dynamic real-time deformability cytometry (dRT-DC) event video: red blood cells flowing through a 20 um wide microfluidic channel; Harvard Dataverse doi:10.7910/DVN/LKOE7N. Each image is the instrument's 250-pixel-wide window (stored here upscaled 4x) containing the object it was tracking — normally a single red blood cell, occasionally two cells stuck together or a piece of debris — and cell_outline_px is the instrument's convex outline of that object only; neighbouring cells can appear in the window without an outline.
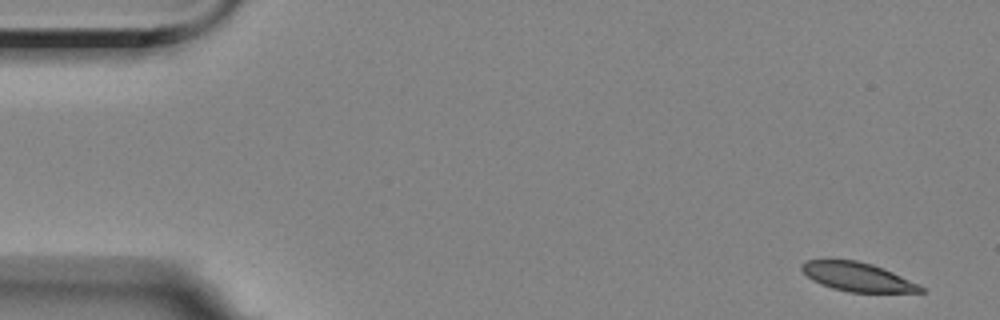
{"species": "Egyptian fruit bat (a non-hibernating species)", "species_latin": "Rousettus aegyptiacus", "temperature_condition": "room temperature", "stored_images_in_passage": 4, "camera_frame_rate_fps": 3000, "um_per_image_px": 0.085, "animal": {"sex": "female"}, "frame": {"image": 1, "passage_image": 1, "time_ms": 0.0, "image_size_px": [1000, 320], "cell_outline_px": [[924, 292], [848, 292], [832, 288], [820, 284], [812, 280], [800, 268], [800, 264], [808, 260], [856, 260], [872, 264], [884, 268], [920, 284], [924, 288]], "centroid_in_image_um": [72.9, 23.54], "position_along_channel_um": 12.1, "area_um2": 20.0}}